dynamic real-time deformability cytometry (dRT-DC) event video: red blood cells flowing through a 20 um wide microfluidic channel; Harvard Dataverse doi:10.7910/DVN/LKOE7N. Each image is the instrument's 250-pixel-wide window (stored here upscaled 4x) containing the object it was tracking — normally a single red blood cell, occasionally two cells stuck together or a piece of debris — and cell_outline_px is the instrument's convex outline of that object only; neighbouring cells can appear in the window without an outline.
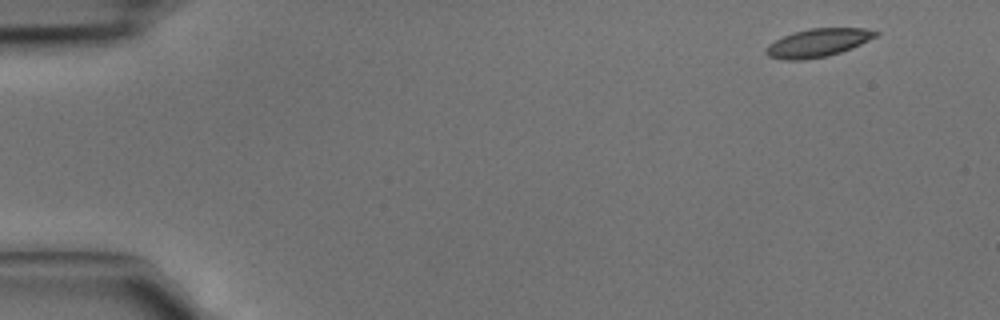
{"species": "common noctule bat (a hibernating species)", "species_latin": "Nyctalus noctula", "temperature_condition": "cold", "stored_images_in_passage": 4, "camera_frame_rate_fps": 3000, "um_per_image_px": 0.085, "animal": {"sex": "male", "body_mass_g": 15.6}, "frame": {"image": 1, "passage_image": 1, "time_ms": 0.0, "image_size_px": [1000, 320], "cell_outline_px": [[880, 32], [876, 36], [852, 48], [828, 56], [804, 60], [784, 60], [768, 56], [764, 52], [768, 44], [792, 32], [808, 28], [864, 28]], "centroid_in_image_um": [69.49, 3.64], "position_along_channel_um": 15.5, "area_um2": 18.03}}